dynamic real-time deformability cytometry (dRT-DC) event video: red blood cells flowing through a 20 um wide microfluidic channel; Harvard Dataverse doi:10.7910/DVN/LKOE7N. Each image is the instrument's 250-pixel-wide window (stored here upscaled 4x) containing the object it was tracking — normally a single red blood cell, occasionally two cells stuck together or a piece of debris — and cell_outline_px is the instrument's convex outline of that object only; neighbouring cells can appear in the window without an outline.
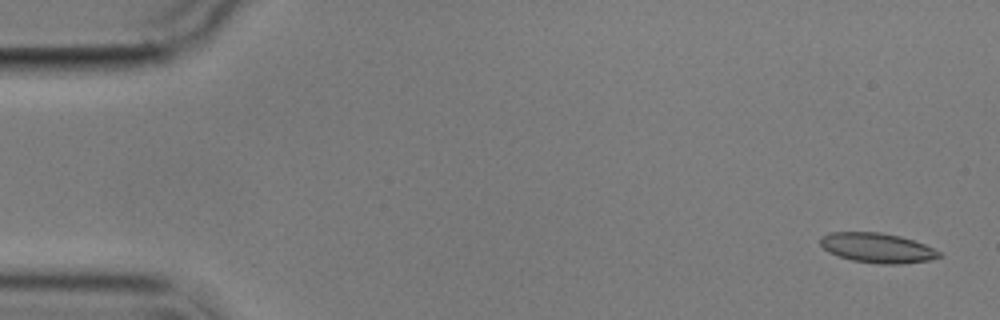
{"species": "common noctule bat (a hibernating species)", "species_latin": "Nyctalus noctula", "temperature_condition": "cold", "stored_images_in_passage": 5, "camera_frame_rate_fps": 3000, "um_per_image_px": 0.085, "animal": {"sex": "male", "body_mass_g": 17.9}, "frame": {"image": 1, "passage_image": 1, "time_ms": 0.0, "image_size_px": [1000, 320], "cell_outline_px": [[944, 256], [928, 260], [900, 264], [880, 264], [852, 260], [828, 252], [820, 244], [820, 236], [832, 232], [880, 232], [900, 236], [924, 244], [940, 252]], "centroid_in_image_um": [74.56, 21.06], "position_along_channel_um": 10.4, "area_um2": 20.52}}